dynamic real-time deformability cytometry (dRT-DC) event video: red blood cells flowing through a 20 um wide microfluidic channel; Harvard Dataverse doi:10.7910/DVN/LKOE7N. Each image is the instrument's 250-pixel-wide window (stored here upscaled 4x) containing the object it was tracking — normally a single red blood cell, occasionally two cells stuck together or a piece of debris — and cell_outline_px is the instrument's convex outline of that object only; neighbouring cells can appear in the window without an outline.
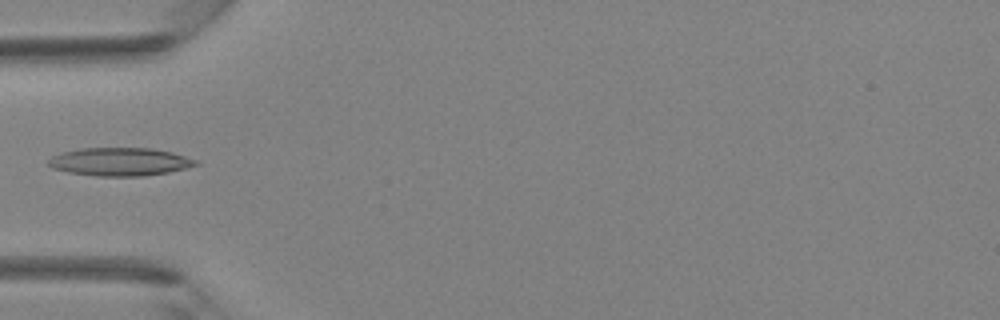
{"species": "Egyptian fruit bat (a non-hibernating species)", "species_latin": "Rousettus aegyptiacus", "temperature_condition": "room temperature", "stored_images_in_passage": 29, "camera_frame_rate_fps": 3000, "um_per_image_px": 0.085, "animal": {"sex": "female"}, "frame": {"image": 1, "passage_image": 1, "time_ms": 0.0, "image_size_px": [1000, 320], "cell_outline_px": [[200, 164], [168, 172], [144, 176], [96, 176], [68, 172], [52, 168], [48, 164], [48, 160], [52, 156], [64, 152], [84, 148], [152, 148], [172, 152], [200, 160]], "centroid_in_image_um": [10.23, 13.75], "position_along_channel_um": 74.8, "area_um2": 24.16}}
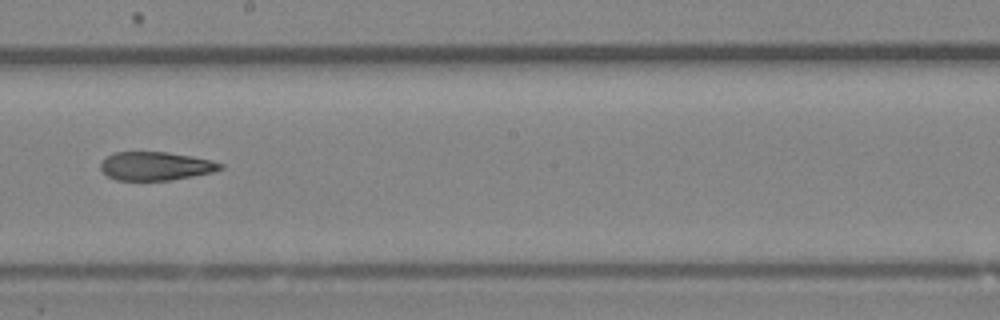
{"frame": {"image": 2, "passage_image": 11, "time_ms": 3.333, "image_size_px": [1000, 320], "cell_outline_px": [[224, 168], [212, 172], [192, 176], [168, 180], [116, 180], [108, 176], [100, 168], [100, 164], [108, 156], [116, 152], [168, 152], [192, 156], [212, 160], [224, 164]], "centroid_in_image_um": [13.26, 14.11], "position_along_channel_um": 234.9, "area_um2": 19.77}}
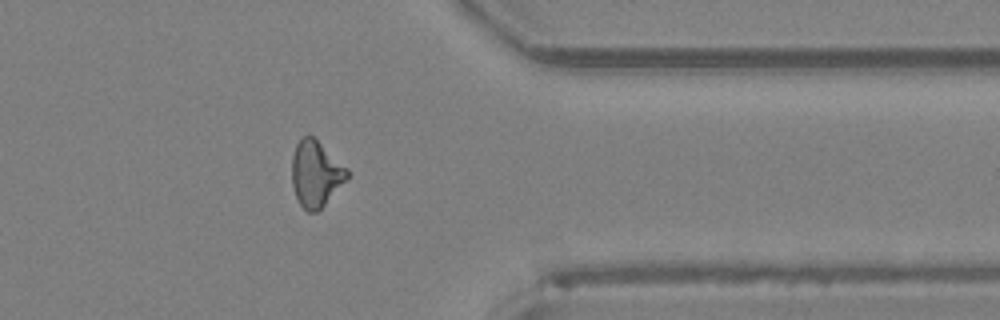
{"frame": {"image": 3, "passage_image": 21, "time_ms": 6.667, "image_size_px": [1000, 320], "cell_outline_px": [[352, 176], [316, 212], [308, 212], [300, 204], [296, 196], [292, 184], [292, 156], [296, 144], [304, 136], [312, 136], [348, 168]], "centroid_in_image_um": [26.87, 14.78], "position_along_channel_um": 384.5, "area_um2": 21.21}}